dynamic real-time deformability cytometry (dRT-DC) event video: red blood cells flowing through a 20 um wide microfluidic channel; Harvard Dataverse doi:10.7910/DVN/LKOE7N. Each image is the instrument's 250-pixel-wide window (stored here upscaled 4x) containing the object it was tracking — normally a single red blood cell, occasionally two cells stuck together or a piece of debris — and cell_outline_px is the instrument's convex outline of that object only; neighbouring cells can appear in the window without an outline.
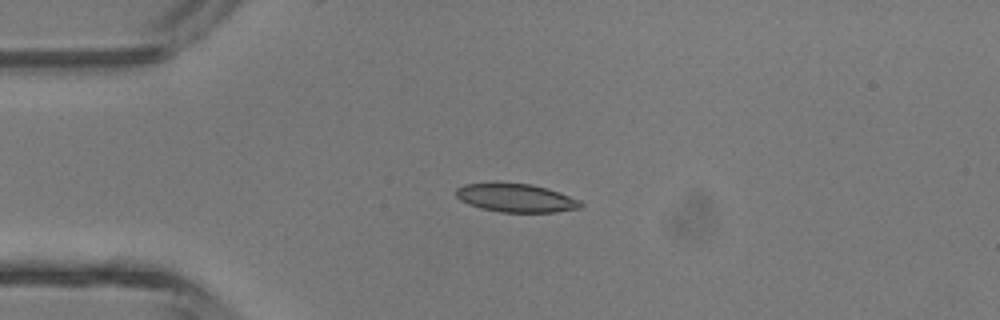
{"species": "common noctule bat (a hibernating species)", "species_latin": "Nyctalus noctula", "temperature_condition": "room temperature", "stored_images_in_passage": 5, "camera_frame_rate_fps": 3000, "um_per_image_px": 0.085, "animal": {"sex": "male", "body_mass_g": 13.3}, "frame": {"image": 1, "passage_image": 1, "time_ms": 0.0, "image_size_px": [1000, 320], "cell_outline_px": [[584, 204], [580, 208], [556, 212], [500, 212], [480, 208], [468, 204], [460, 200], [456, 196], [456, 188], [464, 184], [532, 184], [580, 200]], "centroid_in_image_um": [43.84, 16.85], "position_along_channel_um": 41.2, "area_um2": 20.17}}